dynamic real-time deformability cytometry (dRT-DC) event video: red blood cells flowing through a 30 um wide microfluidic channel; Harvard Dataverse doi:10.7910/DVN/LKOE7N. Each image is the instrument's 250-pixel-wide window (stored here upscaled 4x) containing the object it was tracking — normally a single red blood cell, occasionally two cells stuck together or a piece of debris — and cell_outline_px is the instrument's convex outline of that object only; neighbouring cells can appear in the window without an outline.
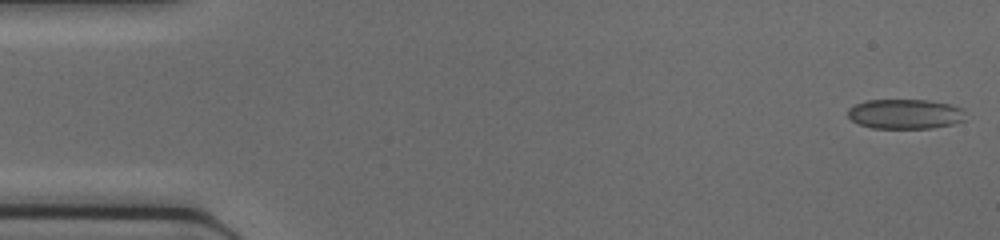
{"species": "common noctule bat (a hibernating species)", "species_latin": "Nyctalus noctula", "temperature_condition": "cold", "stored_images_in_passage": 45, "camera_frame_rate_fps": 3000, "um_per_image_px": 0.085, "animal": {"sex": "female", "body_mass_g": 17.0, "forearm_length_mm": 48.0}, "frame": {"image": 1, "passage_image": 1, "time_ms": 0.0, "image_size_px": [1000, 240], "cell_outline_px": [[968, 120], [952, 124], [932, 128], [872, 128], [860, 124], [852, 120], [848, 116], [848, 108], [864, 100], [928, 100], [952, 104], [960, 108], [964, 112]], "centroid_in_image_um": [76.97, 9.69], "position_along_channel_um": 8.0, "area_um2": 20.58}}
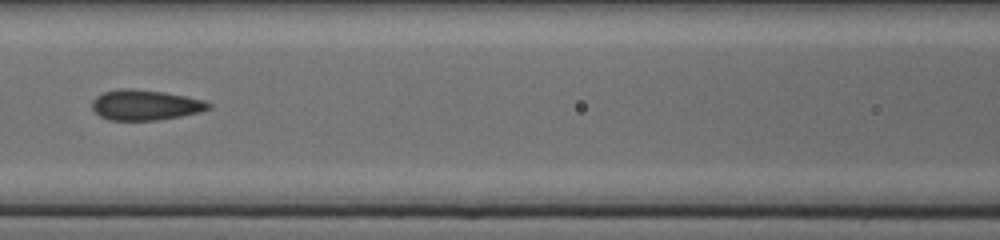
{"frame": {"image": 2, "passage_image": 20, "time_ms": 6.333, "image_size_px": [1000, 240], "cell_outline_px": [[212, 108], [200, 112], [180, 116], [156, 120], [108, 120], [100, 116], [92, 108], [92, 100], [96, 96], [104, 92], [120, 88], [132, 88], [164, 92], [204, 100], [212, 104]], "centroid_in_image_um": [12.35, 8.92], "position_along_channel_um": 154.3, "area_um2": 20.63}}
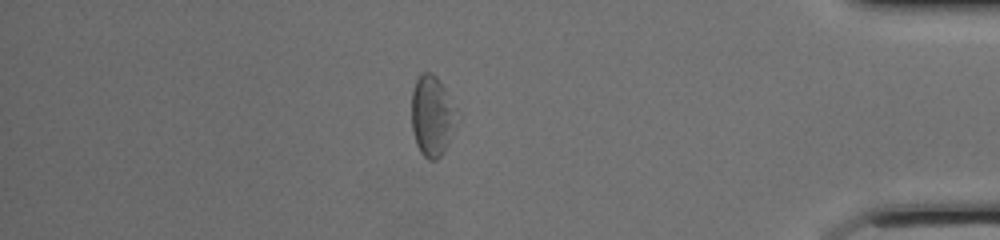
{"frame": {"image": 3, "passage_image": 39, "time_ms": 12.667, "image_size_px": [1000, 240], "cell_outline_px": [[460, 116], [448, 144], [444, 152], [436, 160], [428, 160], [420, 152], [416, 144], [412, 132], [412, 88], [416, 80], [424, 72], [432, 72], [440, 80], [456, 108]], "centroid_in_image_um": [36.75, 9.87], "position_along_channel_um": 398.5, "area_um2": 21.62}}